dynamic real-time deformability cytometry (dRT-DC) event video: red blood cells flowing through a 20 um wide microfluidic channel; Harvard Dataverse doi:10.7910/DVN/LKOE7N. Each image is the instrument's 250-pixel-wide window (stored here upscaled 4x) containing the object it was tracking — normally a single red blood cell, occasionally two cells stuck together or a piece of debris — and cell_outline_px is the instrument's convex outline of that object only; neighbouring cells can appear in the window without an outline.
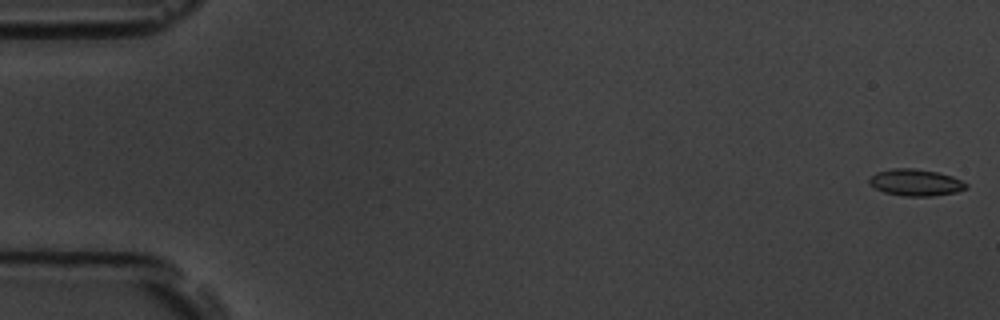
{"species": "common noctule bat (a hibernating species)", "species_latin": "Nyctalus noctula", "temperature_condition": "room temperature", "stored_images_in_passage": 5, "camera_frame_rate_fps": 3000, "um_per_image_px": 0.085, "animal": {"sex": "male", "body_mass_g": 19.5, "forearm_length_mm": 54.6}, "frame": {"image": 1, "passage_image": 1, "time_ms": 0.0, "image_size_px": [1000, 320], "cell_outline_px": [[968, 188], [956, 192], [932, 196], [904, 196], [884, 192], [868, 184], [868, 180], [876, 172], [892, 168], [916, 168], [936, 172], [952, 176], [968, 184]], "centroid_in_image_um": [77.82, 15.51], "position_along_channel_um": 7.2, "area_um2": 15.09}}
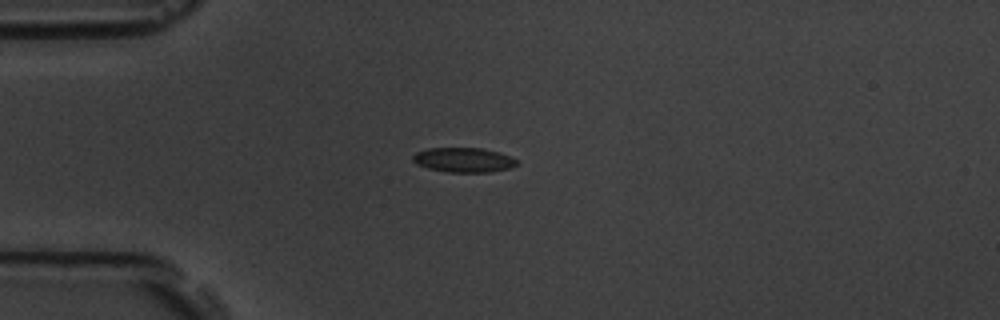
{"frame": {"image": 2, "passage_image": 5, "time_ms": 4.667, "image_size_px": [1000, 320], "cell_outline_px": [[516, 164], [512, 168], [488, 172], [448, 172], [428, 168], [416, 164], [412, 160], [412, 156], [416, 152], [428, 148], [480, 148], [500, 152], [516, 160]], "centroid_in_image_um": [39.37, 13.59], "position_along_channel_um": 45.6, "area_um2": 14.85}}